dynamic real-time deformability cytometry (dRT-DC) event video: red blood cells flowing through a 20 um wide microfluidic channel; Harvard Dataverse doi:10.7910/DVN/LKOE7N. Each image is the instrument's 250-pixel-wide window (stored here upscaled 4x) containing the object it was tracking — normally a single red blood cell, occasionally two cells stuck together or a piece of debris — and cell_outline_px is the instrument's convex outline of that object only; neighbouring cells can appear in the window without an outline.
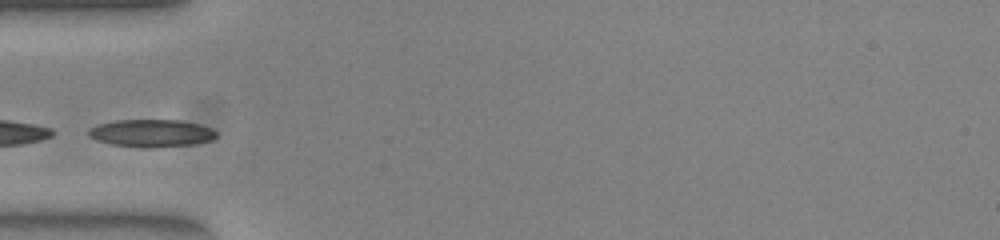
{"species": "common noctule bat (a hibernating species)", "species_latin": "Nyctalus noctula", "temperature_condition": "warm", "stored_images_in_passage": 9, "camera_frame_rate_fps": 3000, "um_per_image_px": 0.085, "animal": {"sex": "female", "body_mass_g": 23.0, "forearm_length_mm": 53.4}, "frame": {"image": 1, "passage_image": 1, "time_ms": 0.0, "image_size_px": [1000, 240], "cell_outline_px": [[216, 136], [212, 140], [192, 144], [148, 148], [140, 148], [112, 144], [96, 140], [88, 136], [88, 128], [100, 124], [116, 120], [180, 120], [200, 124], [212, 128], [216, 132]], "centroid_in_image_um": [12.86, 11.32], "position_along_channel_um": 72.1, "area_um2": 20.58}}
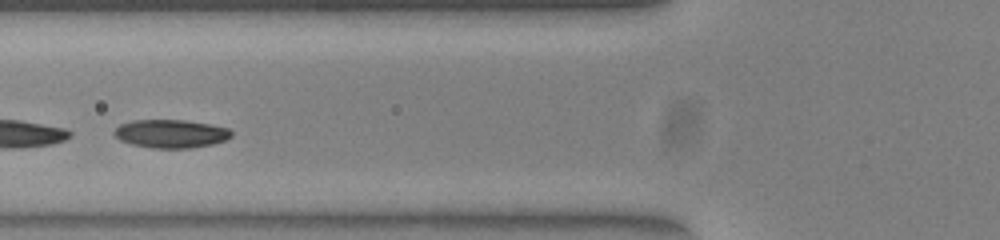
{"frame": {"image": 2, "passage_image": 4, "time_ms": 1.0, "image_size_px": [1000, 240], "cell_outline_px": [[232, 136], [224, 140], [212, 144], [192, 148], [152, 148], [132, 144], [120, 140], [112, 132], [120, 124], [132, 120], [184, 120], [208, 124], [228, 128], [232, 132]], "centroid_in_image_um": [14.5, 11.36], "position_along_channel_um": 111.3, "area_um2": 19.25}}
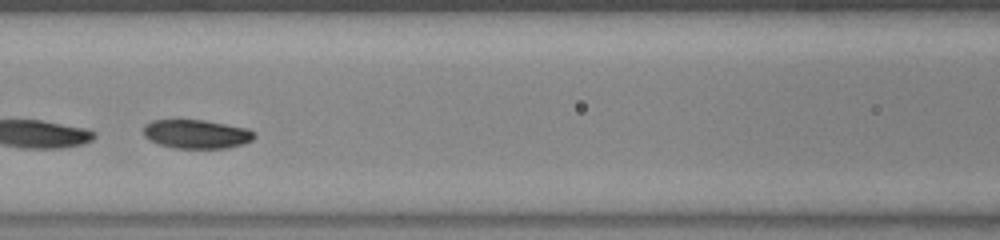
{"frame": {"image": 3, "passage_image": 7, "time_ms": 2.0, "image_size_px": [1000, 240], "cell_outline_px": [[256, 136], [252, 140], [244, 144], [224, 148], [176, 148], [160, 144], [148, 140], [144, 136], [144, 124], [152, 120], [204, 120], [248, 128], [256, 132]], "centroid_in_image_um": [16.72, 11.39], "position_along_channel_um": 149.9, "area_um2": 18.73}}